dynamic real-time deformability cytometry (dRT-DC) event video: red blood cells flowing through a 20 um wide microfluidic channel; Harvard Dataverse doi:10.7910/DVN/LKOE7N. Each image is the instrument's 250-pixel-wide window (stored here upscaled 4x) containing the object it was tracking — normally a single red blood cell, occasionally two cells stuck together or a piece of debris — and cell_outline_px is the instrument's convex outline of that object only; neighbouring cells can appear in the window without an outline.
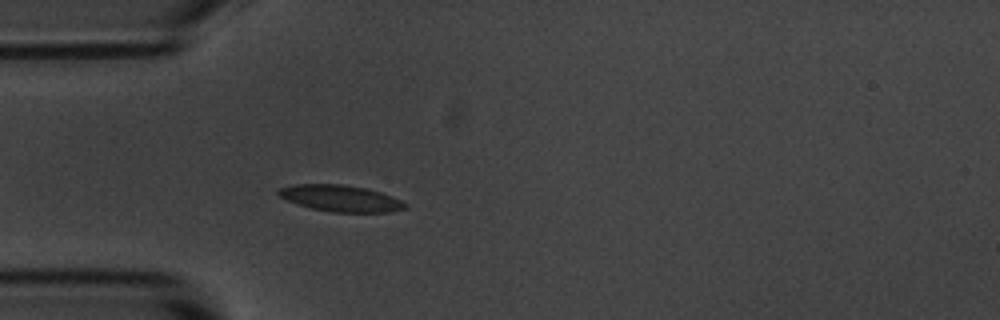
{"species": "common noctule bat (a hibernating species)", "species_latin": "Nyctalus noctula", "temperature_condition": "room temperature", "stored_images_in_passage": 3, "camera_frame_rate_fps": 3000, "um_per_image_px": 0.085, "animal": {"sex": "male", "body_mass_g": 20.1, "forearm_length_mm": 53.5}, "frame": {"image": 1, "passage_image": 3, "time_ms": 0.667, "image_size_px": [1000, 320], "cell_outline_px": [[408, 208], [392, 212], [332, 212], [312, 208], [276, 196], [276, 192], [280, 188], [296, 184], [340, 184], [364, 188], [380, 192], [400, 200], [408, 204]], "centroid_in_image_um": [28.96, 16.86], "position_along_channel_um": 56.0, "area_um2": 19.36}}